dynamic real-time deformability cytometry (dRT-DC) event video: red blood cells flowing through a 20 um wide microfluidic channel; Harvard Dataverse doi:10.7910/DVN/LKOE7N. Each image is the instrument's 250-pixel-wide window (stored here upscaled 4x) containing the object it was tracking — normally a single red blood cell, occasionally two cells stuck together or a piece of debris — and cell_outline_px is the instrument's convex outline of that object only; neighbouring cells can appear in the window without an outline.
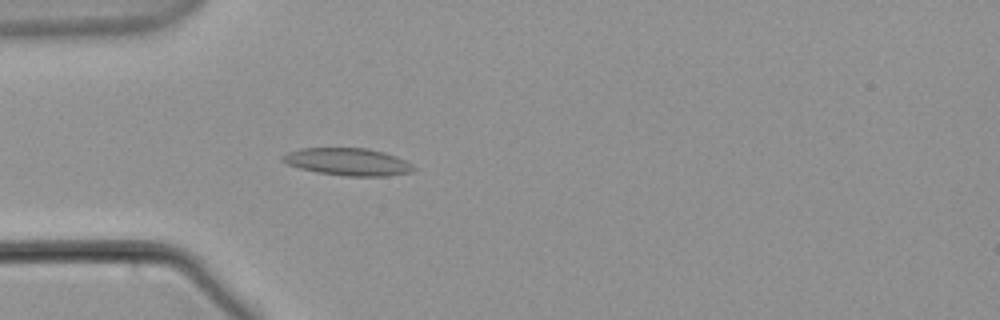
{"species": "common noctule bat (a hibernating species)", "species_latin": "Nyctalus noctula", "temperature_condition": "warm", "stored_images_in_passage": 57, "camera_frame_rate_fps": 3000, "um_per_image_px": 0.085, "animal": {"sex": "male", "body_mass_g": 21.5, "forearm_length_mm": 52.0}, "frame": {"image": 1, "passage_image": 17, "time_ms": 5.333, "image_size_px": [1000, 320], "cell_outline_px": [[416, 168], [412, 172], [384, 176], [344, 176], [316, 172], [300, 168], [288, 164], [280, 160], [280, 156], [288, 152], [300, 148], [368, 148], [384, 152], [396, 156], [412, 164]], "centroid_in_image_um": [29.55, 13.75], "position_along_channel_um": 55.5, "area_um2": 20.98}}
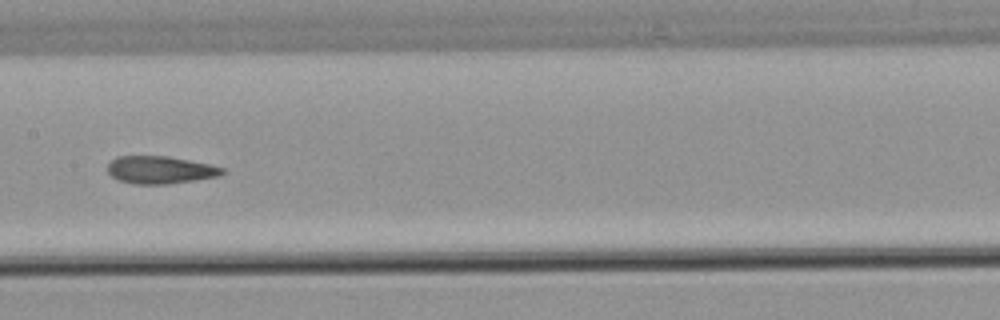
{"frame": {"image": 2, "passage_image": 29, "time_ms": 9.333, "image_size_px": [1000, 320], "cell_outline_px": [[224, 172], [220, 176], [196, 180], [168, 184], [132, 184], [116, 180], [108, 172], [108, 164], [116, 156], [168, 156], [208, 164], [224, 168]], "centroid_in_image_um": [13.59, 14.45], "position_along_channel_um": 193.8, "area_um2": 18.5}}
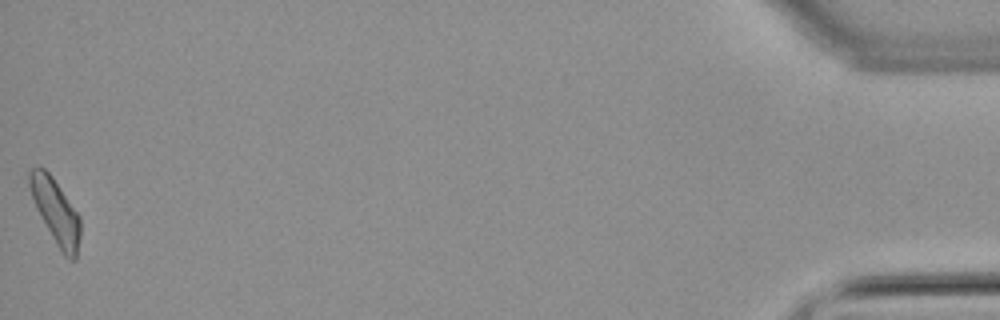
{"frame": {"image": 3, "passage_image": 57, "time_ms": 18.667, "image_size_px": [1000, 320], "cell_outline_px": [[80, 236], [76, 260], [68, 260], [64, 256], [56, 244], [36, 208], [28, 184], [28, 172], [32, 168], [40, 164], [52, 176], [80, 216]], "centroid_in_image_um": [4.73, 17.96], "position_along_channel_um": 430.5, "area_um2": 19.19}}